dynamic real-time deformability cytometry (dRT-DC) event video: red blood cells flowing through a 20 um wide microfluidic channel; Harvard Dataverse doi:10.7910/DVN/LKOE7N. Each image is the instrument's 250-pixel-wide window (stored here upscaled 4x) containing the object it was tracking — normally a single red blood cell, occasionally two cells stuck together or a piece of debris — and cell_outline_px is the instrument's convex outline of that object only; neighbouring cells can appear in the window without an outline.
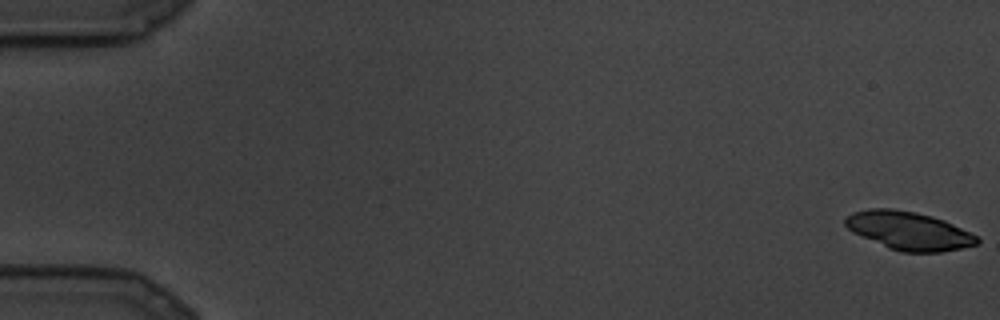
{"species": "common noctule bat (a hibernating species)", "species_latin": "Nyctalus noctula", "temperature_condition": "cold", "stored_images_in_passage": 27, "camera_frame_rate_fps": 3000, "um_per_image_px": 0.085, "animal": {"sex": "male", "body_mass_g": 19.5, "forearm_length_mm": 54.6}, "frame": {"image": 1, "passage_image": 1, "time_ms": 0.0, "image_size_px": [1000, 320], "cell_outline_px": [[980, 244], [940, 252], [900, 252], [888, 248], [852, 232], [844, 224], [844, 216], [852, 212], [868, 208], [892, 208], [916, 212], [932, 216], [944, 220], [980, 236]], "centroid_in_image_um": [77.25, 19.6], "position_along_channel_um": 7.8, "area_um2": 29.71}}